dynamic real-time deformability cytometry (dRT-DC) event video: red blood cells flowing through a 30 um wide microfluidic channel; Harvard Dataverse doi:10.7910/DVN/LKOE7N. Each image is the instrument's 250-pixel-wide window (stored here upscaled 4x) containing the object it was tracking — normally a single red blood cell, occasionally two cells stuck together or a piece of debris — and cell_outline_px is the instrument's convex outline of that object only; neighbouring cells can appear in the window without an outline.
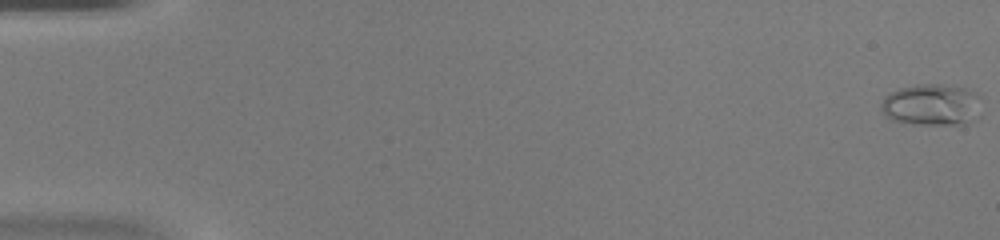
{"species": "common noctule bat (a hibernating species)", "species_latin": "Nyctalus noctula", "temperature_condition": "warm", "stored_images_in_passage": 48, "camera_frame_rate_fps": 3000, "um_per_image_px": 0.085, "animal": {"sex": "female", "body_mass_g": 20.0, "forearm_length_mm": 54.0}, "frame": {"image": 1, "passage_image": 1, "time_ms": 0.0, "image_size_px": [1000, 240], "cell_outline_px": [[980, 96], [968, 120], [956, 124], [912, 124], [892, 120], [884, 116], [880, 108], [880, 104], [884, 96], [900, 88], [916, 84], [940, 84], [964, 88], [976, 92]], "centroid_in_image_um": [79.02, 8.88], "position_along_channel_um": 6.0, "area_um2": 23.58}}
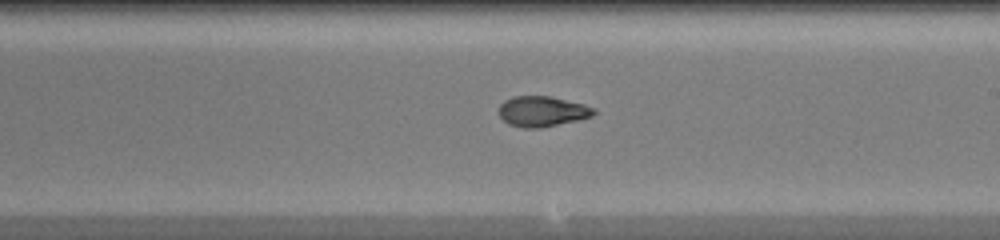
{"frame": {"image": 2, "passage_image": 29, "time_ms": 9.333, "image_size_px": [1000, 240], "cell_outline_px": [[596, 112], [592, 116], [580, 120], [540, 128], [524, 128], [508, 124], [500, 116], [500, 104], [504, 100], [512, 96], [548, 96], [584, 104], [596, 108]], "centroid_in_image_um": [46.11, 9.47], "position_along_channel_um": 242.9, "area_um2": 16.88}}
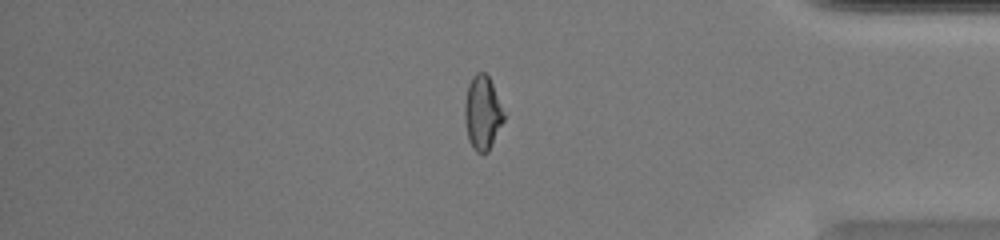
{"frame": {"image": 3, "passage_image": 41, "time_ms": 13.333, "image_size_px": [1000, 240], "cell_outline_px": [[504, 120], [488, 152], [476, 152], [472, 148], [468, 140], [464, 120], [464, 104], [468, 84], [472, 76], [476, 72], [484, 72], [488, 76], [492, 84], [504, 116]], "centroid_in_image_um": [40.97, 9.6], "position_along_channel_um": 394.2, "area_um2": 16.7}}